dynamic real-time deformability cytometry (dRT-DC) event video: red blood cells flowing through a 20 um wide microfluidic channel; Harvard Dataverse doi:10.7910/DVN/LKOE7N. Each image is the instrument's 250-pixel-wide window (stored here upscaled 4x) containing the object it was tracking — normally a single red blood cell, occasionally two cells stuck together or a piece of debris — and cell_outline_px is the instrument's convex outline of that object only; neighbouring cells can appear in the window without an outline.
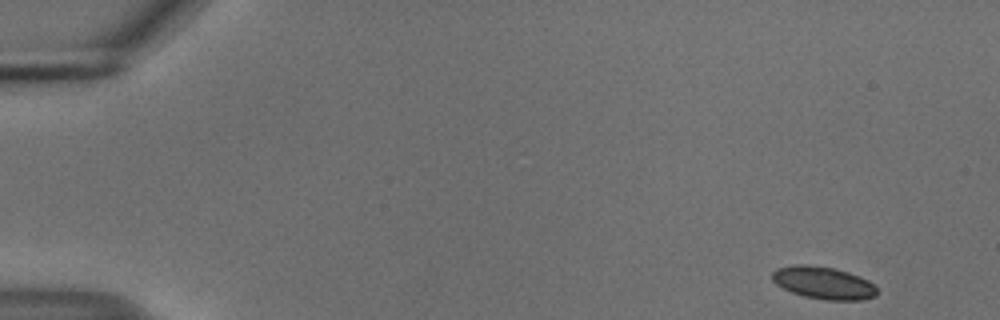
{"species": "common noctule bat (a hibernating species)", "species_latin": "Nyctalus noctula", "temperature_condition": "cold", "stored_images_in_passage": 52, "camera_frame_rate_fps": 3000, "um_per_image_px": 0.085, "animal": {"sex": "male", "body_mass_g": 18.8}, "frame": {"image": 1, "passage_image": 1, "time_ms": 0.0, "image_size_px": [1000, 320], "cell_outline_px": [[876, 296], [860, 300], [828, 300], [804, 296], [792, 292], [776, 284], [772, 280], [772, 272], [776, 268], [796, 264], [808, 264], [832, 268], [848, 272], [860, 276], [868, 280], [876, 288]], "centroid_in_image_um": [69.97, 24.03], "position_along_channel_um": 15.0, "area_um2": 19.71}}
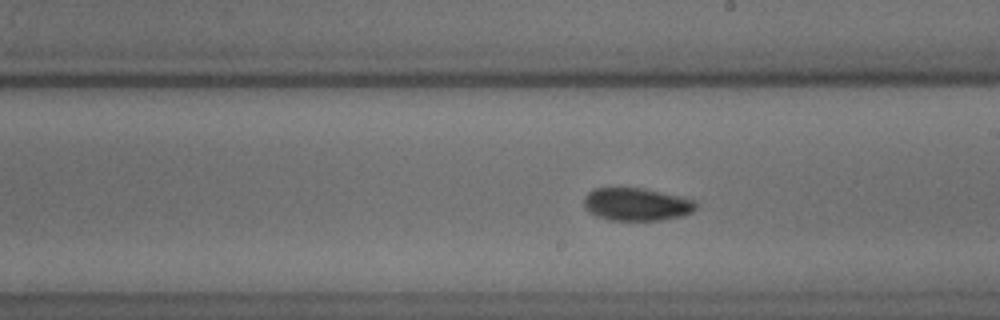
{"frame": {"image": 2, "passage_image": 29, "time_ms": 9.333, "image_size_px": [1000, 320], "cell_outline_px": [[696, 208], [692, 212], [680, 216], [660, 220], [608, 220], [588, 212], [584, 208], [584, 196], [588, 192], [596, 188], [640, 188], [660, 192], [696, 200]], "centroid_in_image_um": [54.07, 17.37], "position_along_channel_um": 234.9, "area_um2": 21.27}}
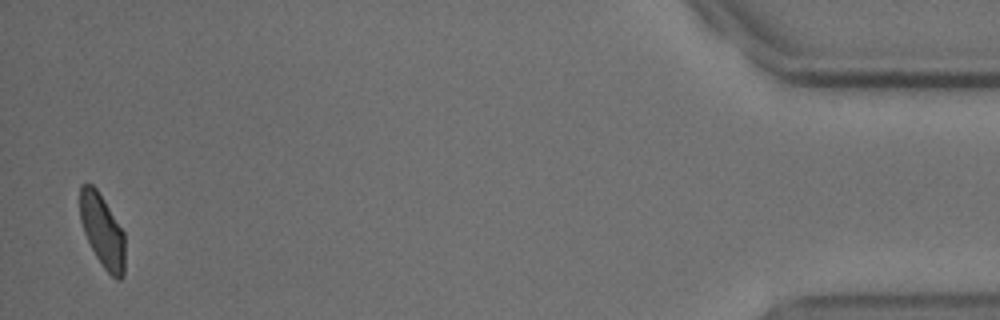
{"frame": {"image": 3, "passage_image": 51, "time_ms": 16.667, "image_size_px": [1000, 320], "cell_outline_px": [[124, 276], [120, 280], [116, 280], [104, 268], [96, 256], [84, 232], [80, 220], [80, 184], [92, 184], [96, 188], [124, 232]], "centroid_in_image_um": [8.7, 19.63], "position_along_channel_um": 426.5, "area_um2": 18.9}, "authors_computed_cell_mechanics": {"area_um2": 20.3745, "velocity_mm_per_s": 3.705, "shape_relaxation_time_tau1_ms": 5.6644, "shape_relaxation_time_tau2_ms": 4.4669, "deformation_change_tau1": 0.1017, "deformation_change_tau2": 0.0743}}